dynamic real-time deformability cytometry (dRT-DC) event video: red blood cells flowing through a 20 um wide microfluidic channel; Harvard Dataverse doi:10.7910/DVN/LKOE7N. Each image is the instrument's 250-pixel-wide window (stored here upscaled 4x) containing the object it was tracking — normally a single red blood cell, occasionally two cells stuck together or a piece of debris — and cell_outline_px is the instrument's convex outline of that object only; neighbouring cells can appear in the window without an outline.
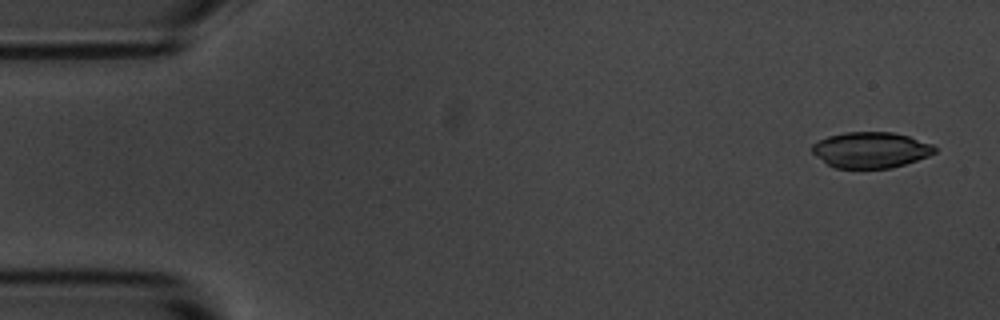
{"species": "common noctule bat (a hibernating species)", "species_latin": "Nyctalus noctula", "temperature_condition": "room temperature", "stored_images_in_passage": 4, "camera_frame_rate_fps": 3000, "um_per_image_px": 0.085, "animal": {"sex": "male", "body_mass_g": 20.1, "forearm_length_mm": 53.5}, "frame": {"image": 1, "passage_image": 1, "time_ms": 0.0, "image_size_px": [1000, 320], "cell_outline_px": [[936, 152], [928, 156], [892, 168], [836, 168], [828, 164], [816, 156], [812, 152], [812, 144], [828, 136], [844, 132], [892, 132], [908, 136], [932, 144], [936, 148]], "centroid_in_image_um": [74.01, 12.74], "position_along_channel_um": 11.0, "area_um2": 25.49}}